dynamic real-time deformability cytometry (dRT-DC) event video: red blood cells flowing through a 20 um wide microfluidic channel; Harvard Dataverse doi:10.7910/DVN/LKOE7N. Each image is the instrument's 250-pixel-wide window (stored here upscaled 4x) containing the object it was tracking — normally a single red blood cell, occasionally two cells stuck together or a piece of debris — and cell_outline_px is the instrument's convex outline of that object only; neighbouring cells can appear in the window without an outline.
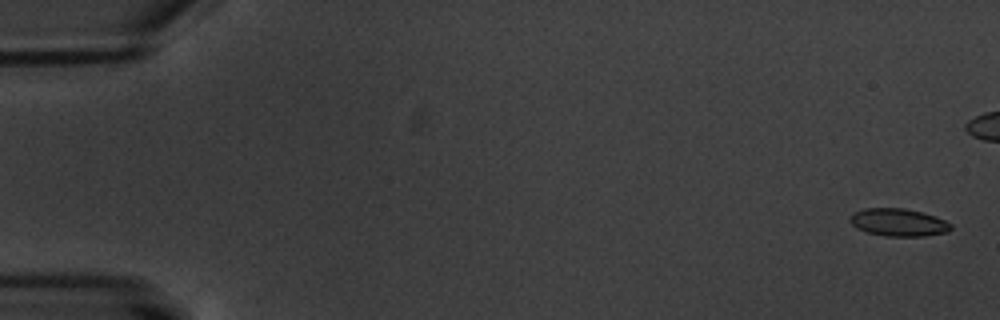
{"species": "common noctule bat (a hibernating species)", "species_latin": "Nyctalus noctula", "temperature_condition": "warm", "stored_images_in_passage": 8, "camera_frame_rate_fps": 3000, "um_per_image_px": 0.085, "animal": {"sex": "male", "body_mass_g": 20.1, "forearm_length_mm": 53.5}, "frame": {"image": 1, "passage_image": 1, "time_ms": 0.0, "image_size_px": [1000, 320], "cell_outline_px": [[952, 228], [948, 232], [924, 236], [884, 236], [868, 232], [856, 228], [852, 224], [848, 216], [852, 212], [864, 208], [904, 208], [936, 216], [952, 224]], "centroid_in_image_um": [76.35, 18.9], "position_along_channel_um": 8.7, "area_um2": 16.36}}